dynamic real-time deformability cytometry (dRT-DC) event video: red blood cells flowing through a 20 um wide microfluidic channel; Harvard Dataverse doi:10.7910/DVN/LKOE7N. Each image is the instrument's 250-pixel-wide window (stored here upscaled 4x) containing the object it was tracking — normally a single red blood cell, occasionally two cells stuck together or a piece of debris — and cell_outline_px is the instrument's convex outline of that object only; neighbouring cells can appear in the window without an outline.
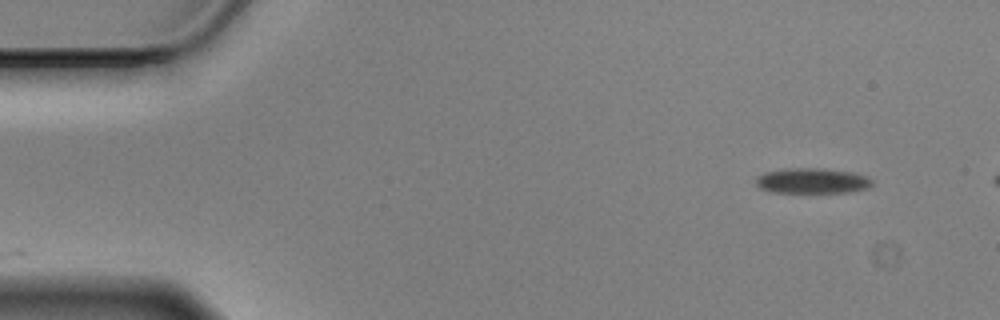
{"species": "Egyptian fruit bat (a non-hibernating species)", "species_latin": "Rousettus aegyptiacus", "temperature_condition": "cold", "stored_images_in_passage": 35, "camera_frame_rate_fps": 3000, "um_per_image_px": 0.085, "animal": {"sex": "male"}, "frame": {"image": 1, "passage_image": 1, "time_ms": 0.0, "image_size_px": [1000, 320], "cell_outline_px": [[872, 184], [868, 188], [848, 192], [772, 192], [760, 188], [756, 184], [756, 176], [764, 172], [784, 168], [824, 168], [856, 172], [868, 176], [872, 180]], "centroid_in_image_um": [69.05, 15.35], "position_along_channel_um": 16.0, "area_um2": 17.4}}
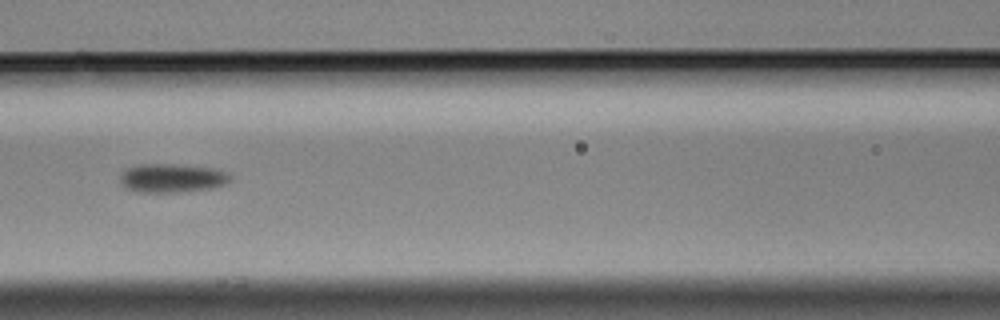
{"frame": {"image": 2, "passage_image": 21, "time_ms": 6.667, "image_size_px": [1000, 320], "cell_outline_px": [[232, 180], [224, 184], [212, 188], [180, 192], [136, 192], [124, 188], [120, 180], [120, 176], [128, 168], [140, 164], [176, 164], [212, 168], [228, 172], [232, 176]], "centroid_in_image_um": [14.64, 15.14], "position_along_channel_um": 152.0, "area_um2": 18.55}}
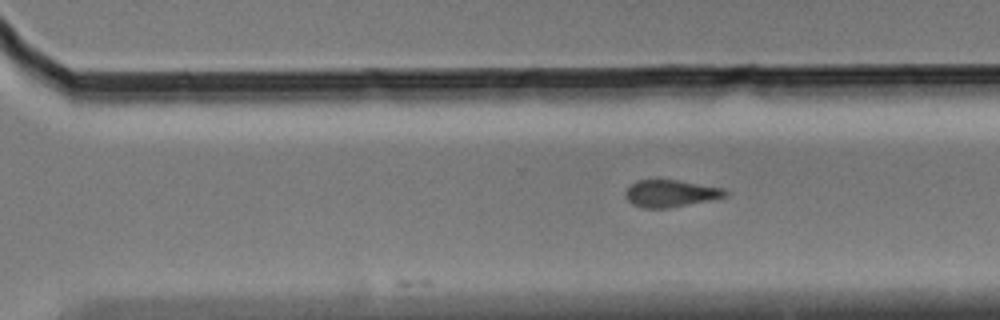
{"frame": {"image": 3, "passage_image": 35, "time_ms": 11.333, "image_size_px": [1000, 320], "cell_outline_px": [[728, 196], [668, 208], [644, 208], [632, 204], [628, 200], [628, 188], [636, 180], [676, 180], [724, 188], [728, 192]], "centroid_in_image_um": [57.04, 16.44], "position_along_channel_um": 313.6, "area_um2": 15.37}}